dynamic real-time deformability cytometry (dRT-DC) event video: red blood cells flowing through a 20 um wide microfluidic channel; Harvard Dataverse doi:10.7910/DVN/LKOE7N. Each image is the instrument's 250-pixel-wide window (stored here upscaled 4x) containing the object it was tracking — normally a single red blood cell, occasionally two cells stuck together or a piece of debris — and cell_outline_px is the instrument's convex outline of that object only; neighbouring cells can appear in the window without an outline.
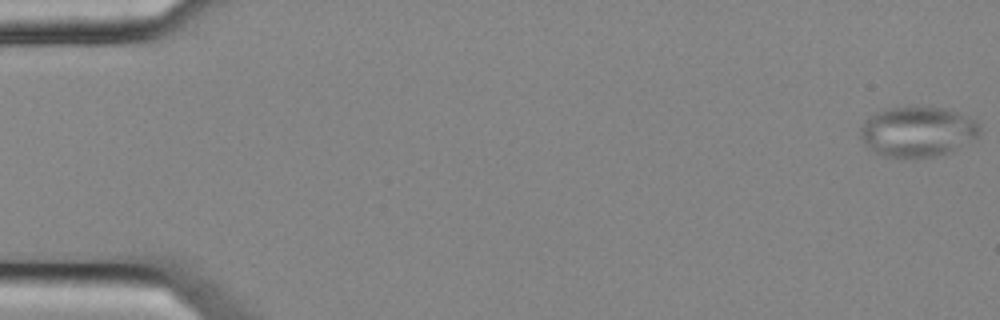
{"species": "common noctule bat (a hibernating species)", "species_latin": "Nyctalus noctula", "temperature_condition": "cold", "stored_images_in_passage": 55, "camera_frame_rate_fps": 3000, "um_per_image_px": 0.085, "animal": {"sex": "female", "body_mass_g": 25.1}, "frame": {"image": 1, "passage_image": 1, "time_ms": 0.0, "image_size_px": [1000, 320], "cell_outline_px": [[980, 132], [976, 136], [956, 148], [948, 152], [936, 156], [912, 160], [884, 156], [872, 152], [864, 144], [860, 136], [860, 128], [872, 116], [880, 112], [892, 108], [944, 108], [956, 112], [976, 120], [980, 124]], "centroid_in_image_um": [77.97, 11.25], "position_along_channel_um": 7.0, "area_um2": 34.62}}
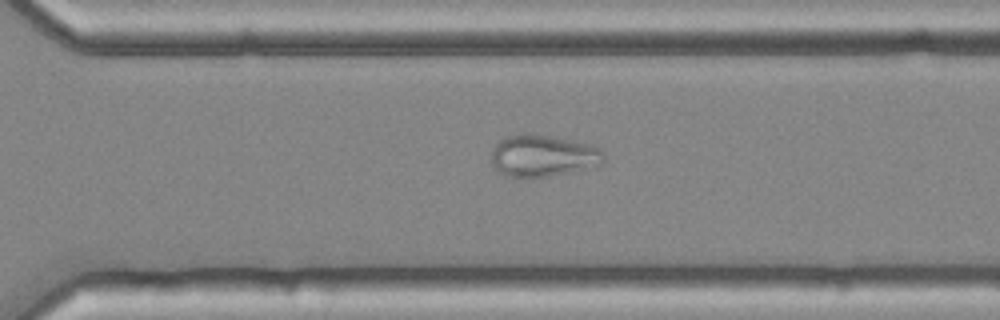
{"frame": {"image": 2, "passage_image": 39, "time_ms": 12.667, "image_size_px": [1000, 320], "cell_outline_px": [[604, 160], [600, 164], [572, 172], [548, 176], [504, 176], [492, 164], [492, 152], [496, 144], [504, 136], [516, 132], [532, 132], [588, 144], [600, 148], [604, 156]], "centroid_in_image_um": [46.11, 13.2], "position_along_channel_um": 324.5, "area_um2": 27.4}}
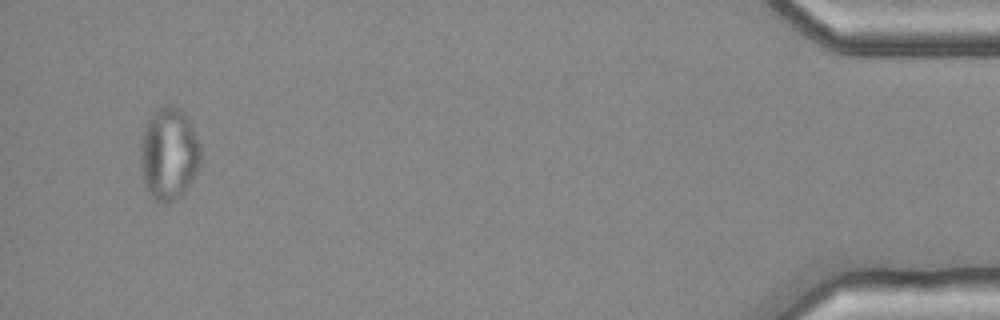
{"frame": {"image": 3, "passage_image": 53, "time_ms": 17.333, "image_size_px": [1000, 320], "cell_outline_px": [[200, 164], [192, 180], [184, 192], [180, 196], [164, 204], [156, 200], [144, 188], [140, 168], [140, 144], [144, 128], [148, 116], [160, 104], [176, 104], [184, 112], [200, 144]], "centroid_in_image_um": [14.31, 13.03], "position_along_channel_um": 420.9, "area_um2": 33.0}}